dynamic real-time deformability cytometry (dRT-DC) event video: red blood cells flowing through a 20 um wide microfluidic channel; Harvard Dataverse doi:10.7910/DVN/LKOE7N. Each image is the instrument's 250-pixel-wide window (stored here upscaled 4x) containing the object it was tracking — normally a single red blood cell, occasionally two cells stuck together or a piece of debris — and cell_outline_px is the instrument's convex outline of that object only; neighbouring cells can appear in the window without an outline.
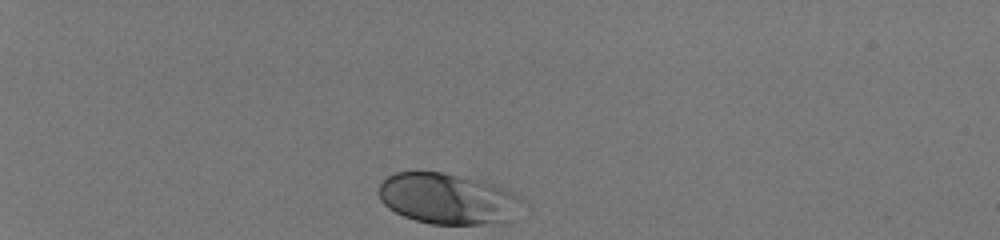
{"species": "human", "species_latin": "Homo sapiens", "temperature_condition": "room temperature", "stored_images_in_passage": 33, "camera_frame_rate_fps": 3000, "um_per_image_px": 0.085, "donor": {"sex": "male"}, "frame": {"image": 1, "passage_image": 1, "time_ms": 0.0, "image_size_px": [1000, 240], "cell_outline_px": [[520, 200], [516, 220], [508, 224], [432, 224], [416, 220], [404, 216], [388, 208], [380, 200], [380, 184], [388, 176], [396, 172], [440, 172], [492, 184], [512, 192], [520, 196]], "centroid_in_image_um": [38.09, 16.93], "position_along_channel_um": 46.9, "area_um2": 42.37}}
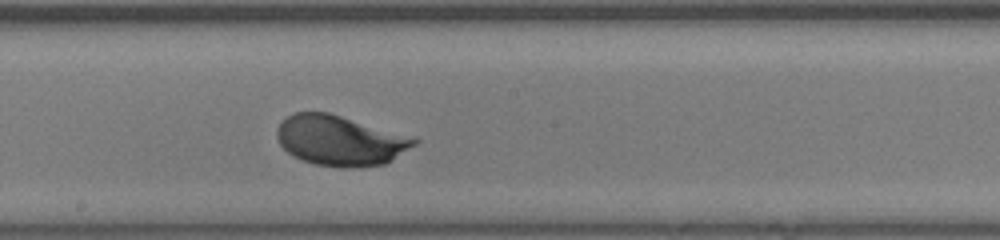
{"frame": {"image": 2, "passage_image": 19, "time_ms": 6.0, "image_size_px": [1000, 240], "cell_outline_px": [[420, 140], [416, 144], [392, 160], [384, 164], [356, 168], [340, 168], [316, 164], [292, 156], [280, 144], [276, 136], [276, 132], [280, 124], [292, 112], [328, 112], [416, 136]], "centroid_in_image_um": [28.96, 11.94], "position_along_channel_um": 219.2, "area_um2": 40.52}}
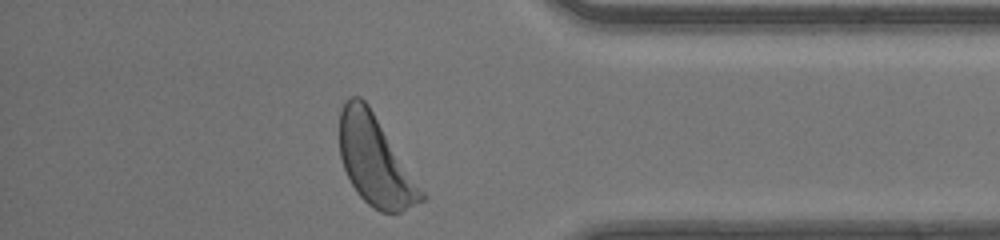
{"frame": {"image": 3, "passage_image": 33, "time_ms": 10.667, "image_size_px": [1000, 240], "cell_outline_px": [[428, 196], [424, 200], [400, 212], [380, 212], [368, 204], [356, 192], [344, 168], [340, 156], [340, 112], [348, 96], [360, 96], [368, 104]], "centroid_in_image_um": [31.91, 13.67], "position_along_channel_um": 403.3, "area_um2": 42.43}, "authors_computed_cell_mechanics": {"area_um2": 39.7086, "velocity_mm_per_s": 4.1273, "shape_relaxation_time_tau1_ms": 2.2536, "shape_relaxation_time_tau2_ms": null, "deformation_change_tau1": 0.1333, "deformation_change_tau2": null}}